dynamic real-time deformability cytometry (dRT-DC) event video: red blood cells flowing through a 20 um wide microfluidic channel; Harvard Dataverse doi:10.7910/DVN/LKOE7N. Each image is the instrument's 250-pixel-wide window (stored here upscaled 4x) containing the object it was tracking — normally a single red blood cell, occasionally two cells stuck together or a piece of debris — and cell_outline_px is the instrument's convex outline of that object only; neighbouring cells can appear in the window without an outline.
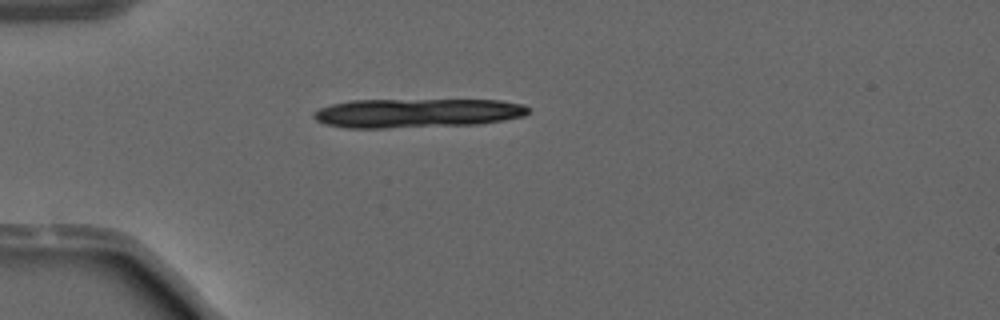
{"species": "common noctule bat (a hibernating species)", "species_latin": "Nyctalus noctula", "temperature_condition": "warm", "stored_images_in_passage": 38, "segment_of_instrument_passage": [1, 2], "camera_frame_rate_fps": 3000, "um_per_image_px": 0.085, "animal": {"sex": "male", "forearm_length_mm": 52.5}, "frame": {"image": 1, "passage_image": 1, "time_ms": 0.0, "image_size_px": [1000, 320], "cell_outline_px": [[528, 112], [524, 116], [504, 120], [476, 124], [384, 128], [344, 128], [324, 124], [316, 120], [312, 116], [312, 112], [320, 108], [332, 104], [352, 100], [500, 100], [524, 104], [528, 108]], "centroid_in_image_um": [35.4, 9.61], "position_along_channel_um": 49.6, "area_um2": 36.47}}